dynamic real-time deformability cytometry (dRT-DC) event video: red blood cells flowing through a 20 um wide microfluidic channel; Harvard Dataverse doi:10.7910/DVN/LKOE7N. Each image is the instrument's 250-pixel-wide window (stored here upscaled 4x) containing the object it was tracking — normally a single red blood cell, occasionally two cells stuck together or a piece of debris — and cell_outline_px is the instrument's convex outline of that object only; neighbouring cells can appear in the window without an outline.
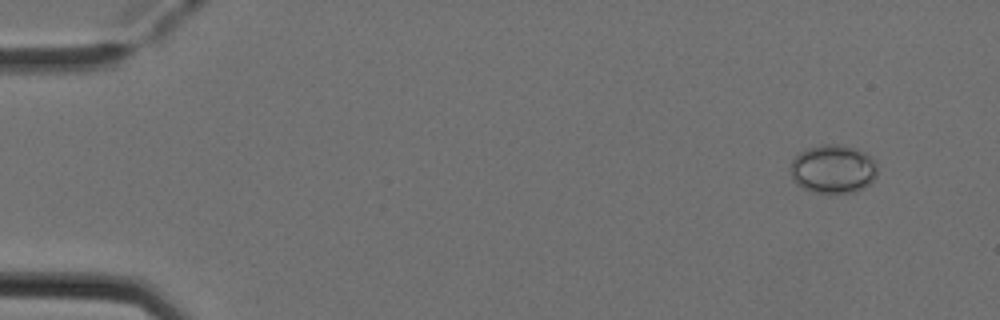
{"species": "Egyptian fruit bat (a non-hibernating species)", "species_latin": "Rousettus aegyptiacus", "temperature_condition": "cold", "stored_images_in_passage": 4, "camera_frame_rate_fps": 3000, "um_per_image_px": 0.085, "animal": {"sex": "female"}, "frame": {"image": 1, "passage_image": 1, "time_ms": 0.0, "image_size_px": [1000, 320], "cell_outline_px": [[876, 176], [864, 188], [856, 192], [812, 192], [800, 188], [792, 180], [788, 168], [792, 160], [800, 152], [808, 148], [824, 144], [840, 144], [856, 148], [872, 156], [876, 160]], "centroid_in_image_um": [70.78, 14.36], "position_along_channel_um": 14.2, "area_um2": 24.97}}
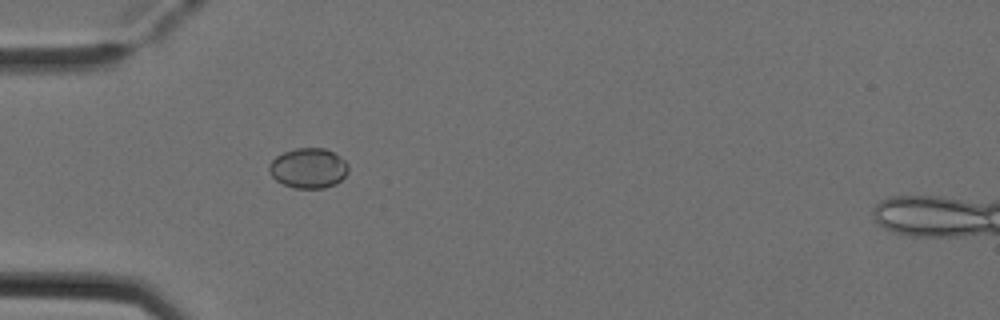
{"frame": {"image": 2, "passage_image": 4, "time_ms": 1.0, "image_size_px": [1000, 320], "cell_outline_px": [[348, 172], [336, 184], [324, 188], [296, 188], [284, 184], [276, 180], [272, 176], [268, 168], [268, 164], [276, 156], [284, 152], [296, 148], [324, 148], [340, 156], [348, 164]], "centroid_in_image_um": [26.21, 14.29], "position_along_channel_um": 58.8, "area_um2": 18.44}}